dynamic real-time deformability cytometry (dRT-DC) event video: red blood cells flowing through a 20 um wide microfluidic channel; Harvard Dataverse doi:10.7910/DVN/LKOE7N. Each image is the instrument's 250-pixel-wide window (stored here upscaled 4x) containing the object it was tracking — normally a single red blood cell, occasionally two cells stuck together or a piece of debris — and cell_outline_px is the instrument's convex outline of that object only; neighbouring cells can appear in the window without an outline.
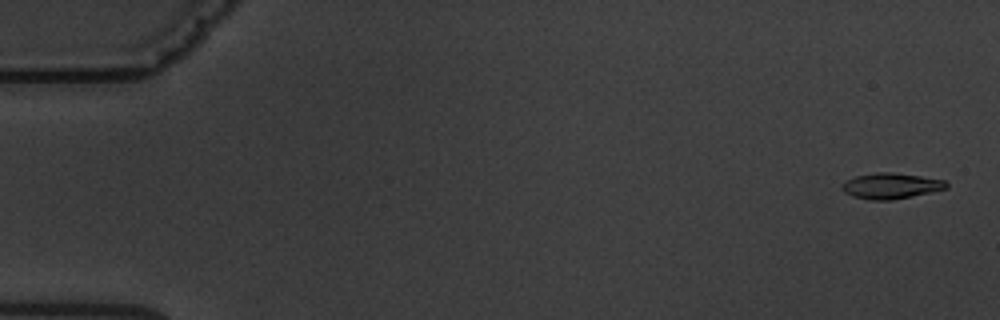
{"species": "common noctule bat (a hibernating species)", "species_latin": "Nyctalus noctula", "temperature_condition": "warm", "stored_images_in_passage": 5, "camera_frame_rate_fps": 3000, "um_per_image_px": 0.085, "animal": {"sex": "male", "body_mass_g": 19.5, "forearm_length_mm": 54.6}, "frame": {"image": 1, "passage_image": 1, "time_ms": 0.0, "image_size_px": [1000, 320], "cell_outline_px": [[948, 188], [912, 196], [892, 200], [872, 200], [852, 196], [844, 192], [840, 188], [840, 184], [844, 180], [856, 176], [876, 172], [892, 172], [920, 176], [944, 180], [948, 184]], "centroid_in_image_um": [75.67, 15.79], "position_along_channel_um": 9.3, "area_um2": 15.72}}